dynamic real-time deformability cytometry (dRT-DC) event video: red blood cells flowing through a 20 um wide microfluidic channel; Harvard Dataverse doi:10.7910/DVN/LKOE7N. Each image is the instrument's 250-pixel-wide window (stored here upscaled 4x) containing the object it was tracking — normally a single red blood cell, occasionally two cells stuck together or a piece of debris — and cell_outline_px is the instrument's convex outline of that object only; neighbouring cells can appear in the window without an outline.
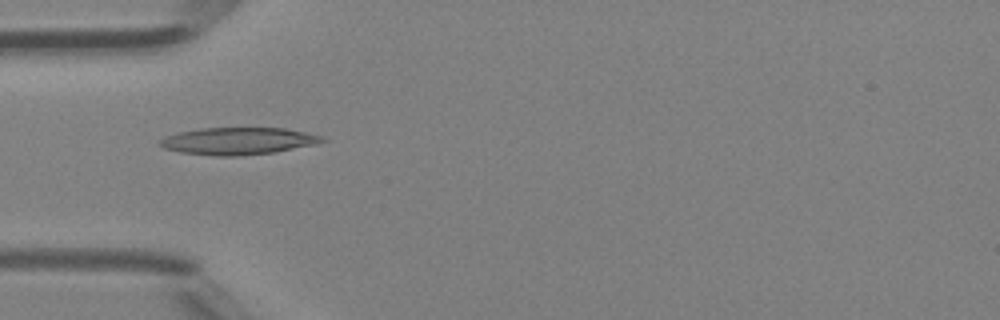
{"species": "Egyptian fruit bat (a non-hibernating species)", "species_latin": "Rousettus aegyptiacus", "temperature_condition": "room temperature", "stored_images_in_passage": 46, "camera_frame_rate_fps": 3000, "um_per_image_px": 0.085, "animal": {"sex": "female"}, "frame": {"image": 1, "passage_image": 14, "time_ms": 4.333, "image_size_px": [1000, 320], "cell_outline_px": [[328, 140], [316, 144], [276, 152], [240, 156], [216, 156], [180, 152], [164, 148], [160, 144], [160, 140], [164, 136], [180, 132], [200, 128], [284, 128], [304, 132], [320, 136]], "centroid_in_image_um": [20.24, 11.99], "position_along_channel_um": 64.8, "area_um2": 25.61}}
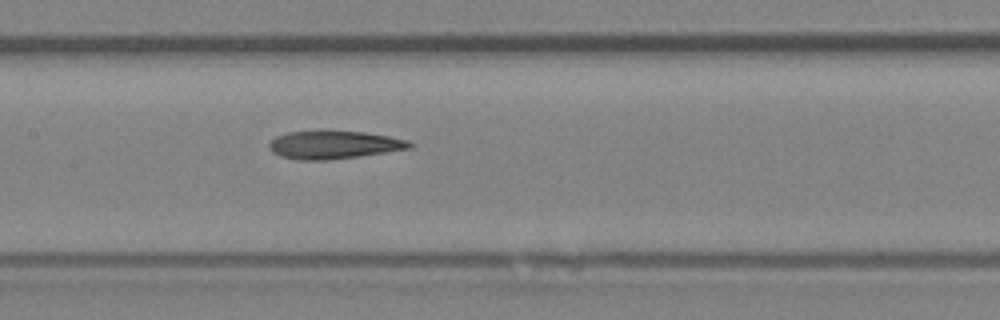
{"frame": {"image": 2, "passage_image": 22, "time_ms": 7.0, "image_size_px": [1000, 320], "cell_outline_px": [[416, 144], [412, 148], [360, 156], [328, 160], [296, 160], [280, 156], [272, 152], [268, 148], [268, 144], [276, 136], [288, 132], [320, 128], [328, 128], [364, 132], [388, 136], [408, 140]], "centroid_in_image_um": [28.36, 12.27], "position_along_channel_um": 179.0, "area_um2": 23.99}}
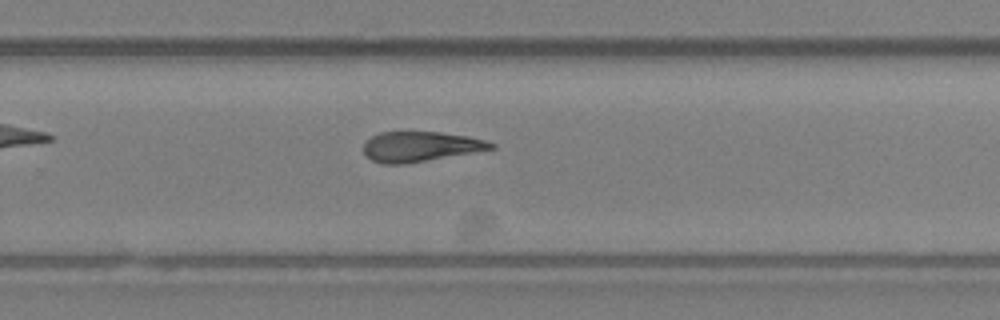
{"frame": {"image": 3, "passage_image": 30, "time_ms": 9.667, "image_size_px": [1000, 320], "cell_outline_px": [[496, 148], [404, 164], [380, 164], [372, 160], [364, 152], [364, 144], [372, 136], [380, 132], [440, 132], [468, 136], [484, 140], [496, 144]], "centroid_in_image_um": [35.73, 12.46], "position_along_channel_um": 294.1, "area_um2": 22.08}, "authors_computed_cell_mechanics": {"area_um2": 23.6113, "velocity_mm_per_s": 4.3265, "shape_relaxation_time_tau1_ms": null, "shape_relaxation_time_tau2_ms": 10.1915, "deformation_change_tau1": null, "deformation_change_tau2": 0.266}}